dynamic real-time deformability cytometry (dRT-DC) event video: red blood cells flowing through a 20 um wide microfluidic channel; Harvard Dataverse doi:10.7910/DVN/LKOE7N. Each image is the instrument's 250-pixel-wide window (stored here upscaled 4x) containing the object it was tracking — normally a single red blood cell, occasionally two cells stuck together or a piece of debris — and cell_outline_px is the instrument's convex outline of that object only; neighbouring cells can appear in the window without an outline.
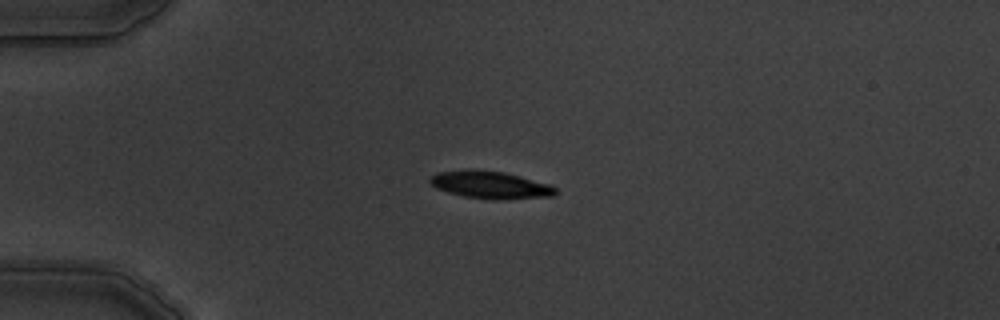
{"species": "common noctule bat (a hibernating species)", "species_latin": "Nyctalus noctula", "temperature_condition": "warm", "stored_images_in_passage": 11, "camera_frame_rate_fps": 3000, "um_per_image_px": 0.085, "animal": {"sex": "male", "body_mass_g": 19.5, "forearm_length_mm": 54.6}, "frame": {"image": 1, "passage_image": 1, "time_ms": 0.0, "image_size_px": [1000, 320], "cell_outline_px": [[556, 192], [552, 196], [504, 200], [464, 196], [448, 192], [436, 188], [428, 180], [436, 172], [464, 168], [468, 168], [504, 172], [548, 184], [556, 188]], "centroid_in_image_um": [41.63, 15.69], "position_along_channel_um": 43.4, "area_um2": 20.06}}
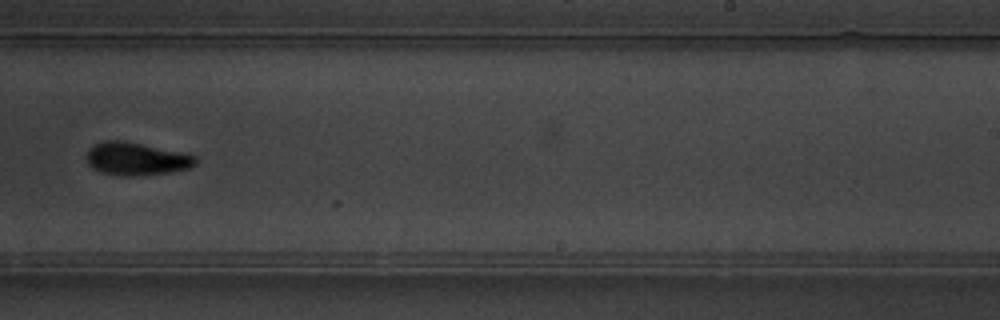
{"frame": {"image": 2, "passage_image": 7, "time_ms": 7.0, "image_size_px": [1000, 320], "cell_outline_px": [[200, 160], [196, 164], [188, 168], [168, 172], [132, 176], [120, 176], [100, 172], [92, 168], [88, 164], [84, 156], [88, 148], [92, 144], [104, 140], [124, 140], [184, 152], [196, 156]], "centroid_in_image_um": [11.54, 13.48], "position_along_channel_um": 277.5, "area_um2": 21.39}}
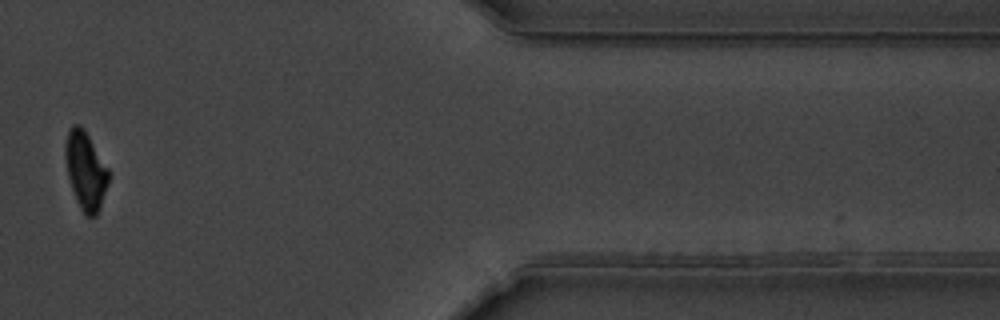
{"frame": {"image": 3, "passage_image": 10, "time_ms": 11.333, "image_size_px": [1000, 320], "cell_outline_px": [[108, 184], [100, 208], [96, 216], [84, 216], [76, 200], [68, 176], [64, 156], [64, 148], [68, 128], [72, 124], [80, 124], [84, 128], [108, 168]], "centroid_in_image_um": [7.25, 14.48], "position_along_channel_um": 404.1, "area_um2": 19.77}, "authors_computed_cell_mechanics": {"area_um2": 20.23, "velocity_mm_per_s": 3.7848, "shape_relaxation_time_tau1_ms": 3.8397, "shape_relaxation_time_tau2_ms": 4.812, "deformation_change_tau1": 0.1514, "deformation_change_tau2": 0.1071}}